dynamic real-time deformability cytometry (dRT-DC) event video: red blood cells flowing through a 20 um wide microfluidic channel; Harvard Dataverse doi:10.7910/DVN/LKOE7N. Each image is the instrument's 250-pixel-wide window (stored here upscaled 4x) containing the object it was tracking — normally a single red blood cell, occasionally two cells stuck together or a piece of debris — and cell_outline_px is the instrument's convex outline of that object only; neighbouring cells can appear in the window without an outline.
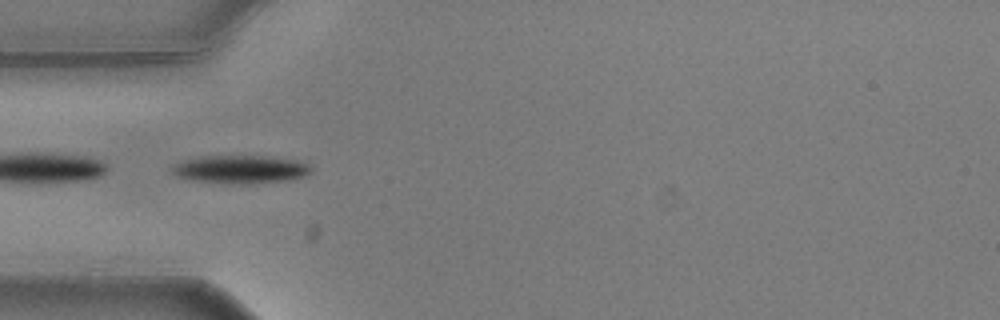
{"species": "common noctule bat (a hibernating species)", "species_latin": "Nyctalus noctula", "temperature_condition": "warm", "stored_images_in_passage": 45, "camera_frame_rate_fps": 3000, "um_per_image_px": 0.085, "animal": {"sex": "male", "body_mass_g": 20.5, "forearm_length_mm": 52.5}, "frame": {"image": 1, "passage_image": 6, "time_ms": 1.667, "image_size_px": [1000, 320], "cell_outline_px": [[312, 172], [304, 176], [292, 180], [252, 184], [232, 184], [192, 180], [176, 176], [168, 168], [172, 164], [184, 160], [200, 156], [264, 156], [296, 160], [308, 164], [312, 168]], "centroid_in_image_um": [20.42, 14.4], "position_along_channel_um": 64.6, "area_um2": 23.18}}
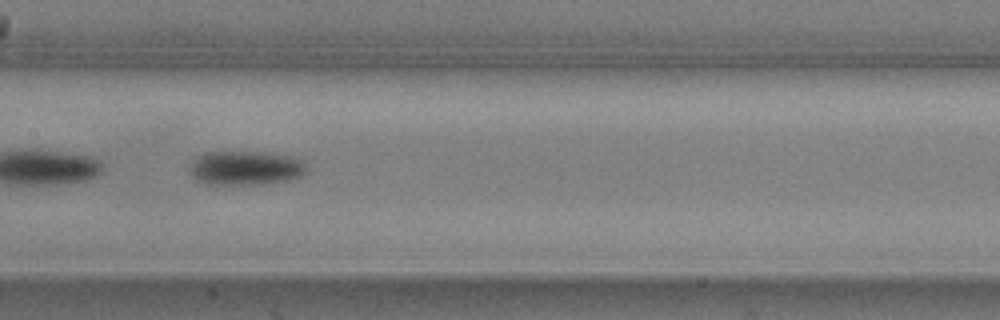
{"frame": {"image": 2, "passage_image": 16, "time_ms": 5.0, "image_size_px": [1000, 320], "cell_outline_px": [[308, 172], [300, 176], [288, 180], [264, 184], [208, 184], [196, 180], [188, 172], [188, 168], [192, 160], [196, 156], [204, 152], [260, 152], [288, 156], [300, 160], [308, 168]], "centroid_in_image_um": [20.81, 14.28], "position_along_channel_um": 186.6, "area_um2": 23.41}}
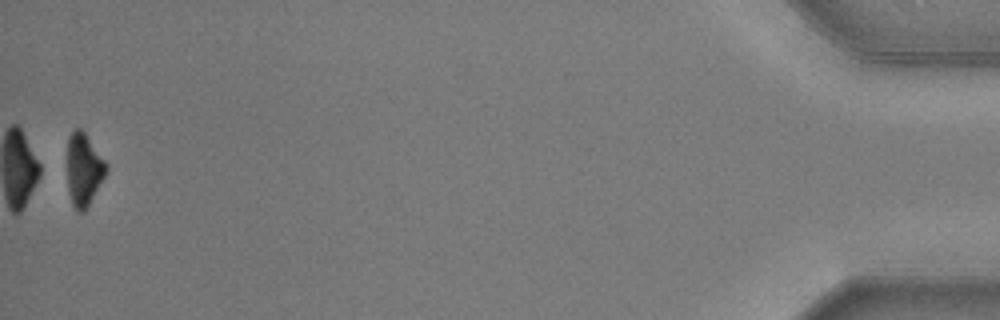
{"frame": {"image": 3, "passage_image": 44, "time_ms": 14.333, "image_size_px": [1000, 320], "cell_outline_px": [[108, 168], [104, 176], [84, 212], [76, 212], [72, 204], [68, 192], [68, 140], [72, 132], [76, 128], [80, 128], [84, 132], [108, 164]], "centroid_in_image_um": [7.11, 14.42], "position_along_channel_um": 428.1, "area_um2": 16.18}, "authors_computed_cell_mechanics": {"area_um2": 22.3108, "velocity_mm_per_s": 3.6295, "shape_relaxation_time_tau1_ms": 1.4885, "shape_relaxation_time_tau2_ms": null, "deformation_change_tau1": 0.118, "deformation_change_tau2": null}}